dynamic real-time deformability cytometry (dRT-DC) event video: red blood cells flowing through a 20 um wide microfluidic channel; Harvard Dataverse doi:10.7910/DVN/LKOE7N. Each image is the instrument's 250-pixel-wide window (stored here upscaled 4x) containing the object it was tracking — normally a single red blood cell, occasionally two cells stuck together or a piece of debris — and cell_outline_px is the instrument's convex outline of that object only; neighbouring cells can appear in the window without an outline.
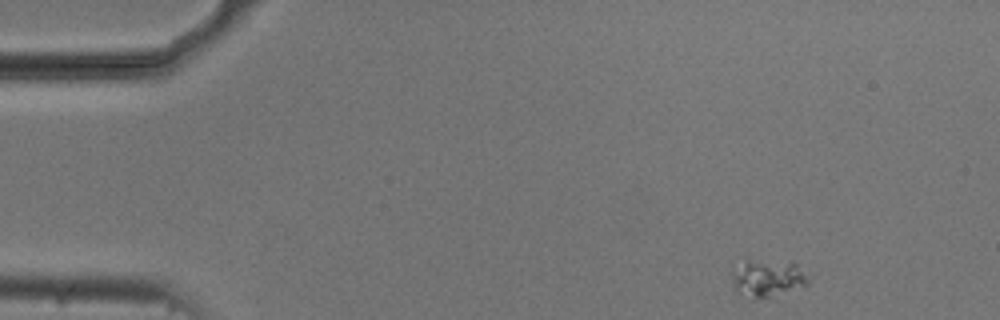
{"species": "common noctule bat (a hibernating species)", "species_latin": "Nyctalus noctula", "temperature_condition": "cold", "stored_images_in_passage": 50, "camera_frame_rate_fps": 3000, "um_per_image_px": 0.085, "animal": {"sex": "male", "body_mass_g": 20.5, "forearm_length_mm": 52.5}, "frame": {"image": 1, "passage_image": 1, "time_ms": 0.0, "image_size_px": [1000, 320], "cell_outline_px": [[812, 276], [808, 284], [768, 296], [756, 296], [736, 292], [732, 288], [732, 268], [748, 260], [792, 260]], "centroid_in_image_um": [65.29, 23.56], "position_along_channel_um": 19.7, "area_um2": 16.53}}
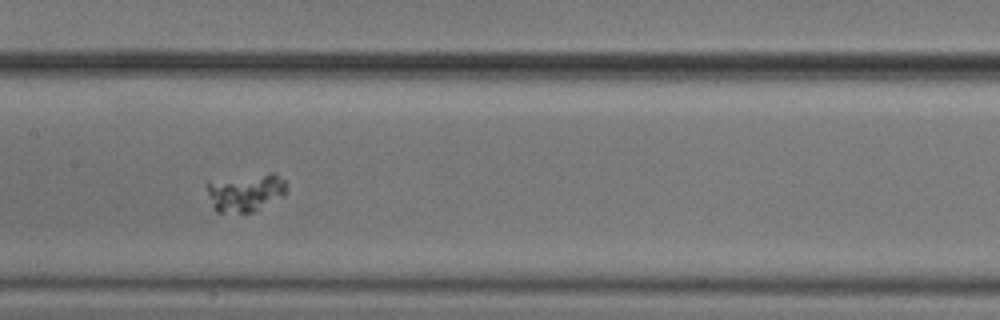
{"frame": {"image": 2, "passage_image": 22, "time_ms": 7.0, "image_size_px": [1000, 320], "cell_outline_px": [[284, 196], [252, 212], [216, 212], [212, 208], [204, 184], [208, 180], [268, 172], [272, 172], [284, 180]], "centroid_in_image_um": [20.78, 16.33], "position_along_channel_um": 186.6, "area_um2": 17.92}}
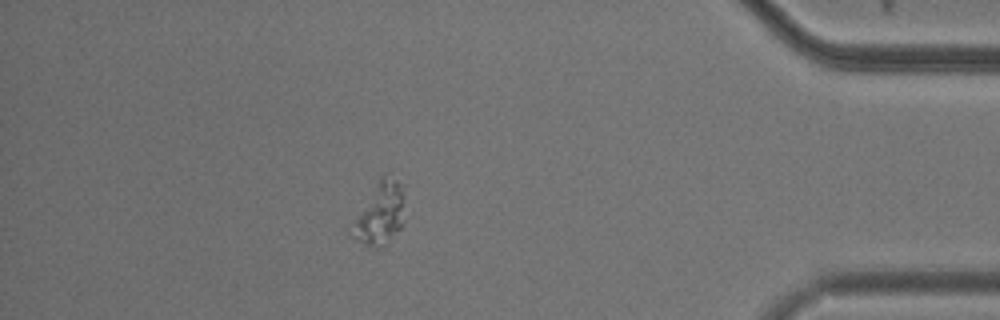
{"frame": {"image": 3, "passage_image": 43, "time_ms": 14.0, "image_size_px": [1000, 320], "cell_outline_px": [[404, 220], [400, 228], [384, 248], [364, 244], [356, 240], [352, 236], [352, 220], [380, 176], [396, 180], [404, 184]], "centroid_in_image_um": [32.32, 18.17], "position_along_channel_um": 402.9, "area_um2": 19.25}}